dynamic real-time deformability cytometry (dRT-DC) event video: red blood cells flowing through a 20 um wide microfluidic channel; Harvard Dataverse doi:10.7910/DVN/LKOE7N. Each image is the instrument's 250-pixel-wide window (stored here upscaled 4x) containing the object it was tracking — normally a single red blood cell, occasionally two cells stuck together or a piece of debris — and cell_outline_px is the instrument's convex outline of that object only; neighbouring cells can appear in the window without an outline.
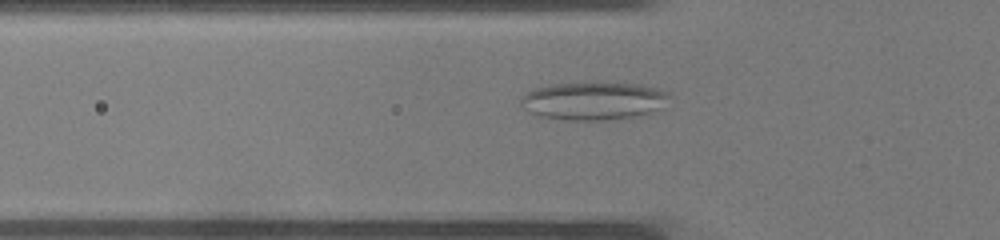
{"species": "common noctule bat (a hibernating species)", "species_latin": "Nyctalus noctula", "temperature_condition": "warm", "stored_images_in_passage": 26, "camera_frame_rate_fps": 3000, "um_per_image_px": 0.085, "animal": {"sex": "male", "body_mass_g": 19.0, "forearm_length_mm": 50.8}, "frame": {"image": 1, "passage_image": 12, "time_ms": 3.667, "image_size_px": [1000, 240], "cell_outline_px": [[672, 96], [656, 108], [648, 112], [632, 116], [604, 120], [568, 120], [536, 116], [524, 108], [520, 104], [520, 96], [532, 88], [552, 84], [592, 80], [604, 80], [636, 84], [656, 88], [668, 92]], "centroid_in_image_um": [50.34, 8.52], "position_along_channel_um": 75.5, "area_um2": 33.52}}
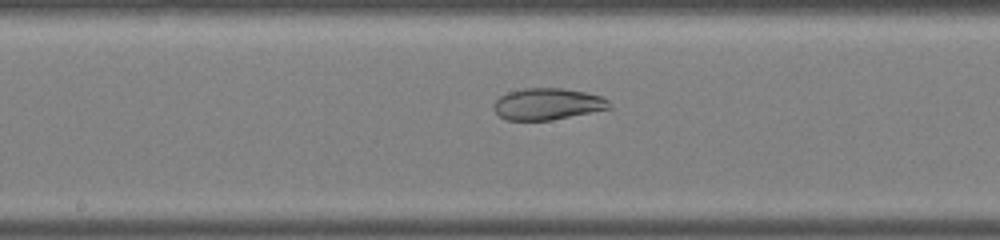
{"frame": {"image": 2, "passage_image": 19, "time_ms": 6.0, "image_size_px": [1000, 240], "cell_outline_px": [[612, 108], [548, 120], [508, 120], [500, 116], [492, 108], [492, 104], [500, 96], [508, 92], [524, 88], [564, 88], [584, 92], [600, 96], [608, 100], [612, 104]], "centroid_in_image_um": [46.52, 8.83], "position_along_channel_um": 201.7, "area_um2": 21.15}}
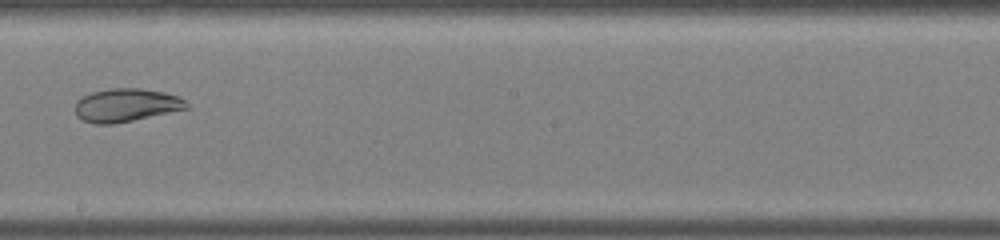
{"frame": {"image": 3, "passage_image": 21, "time_ms": 6.667, "image_size_px": [1000, 240], "cell_outline_px": [[188, 108], [132, 120], [112, 124], [96, 124], [84, 120], [76, 116], [76, 100], [92, 92], [108, 88], [140, 88], [164, 92], [176, 96], [184, 100], [188, 104]], "centroid_in_image_um": [10.69, 8.93], "position_along_channel_um": 237.5, "area_um2": 21.27}}